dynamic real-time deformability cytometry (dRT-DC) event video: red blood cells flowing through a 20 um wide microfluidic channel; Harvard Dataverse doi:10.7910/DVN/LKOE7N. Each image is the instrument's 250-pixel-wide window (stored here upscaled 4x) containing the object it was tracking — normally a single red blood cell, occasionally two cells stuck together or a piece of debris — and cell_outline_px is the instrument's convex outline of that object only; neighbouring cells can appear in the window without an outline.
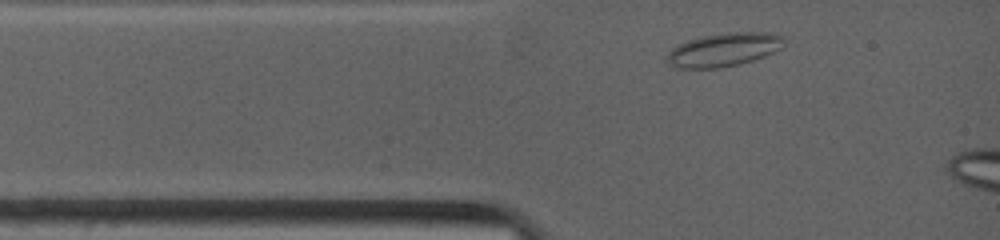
{"species": "common noctule bat (a hibernating species)", "species_latin": "Nyctalus noctula", "temperature_condition": "warm", "stored_images_in_passage": 4, "camera_frame_rate_fps": 4500, "um_per_image_px": 0.085, "animal": {"sex": "female", "body_mass_g": 19.0, "forearm_length_mm": 53.3}, "frame": {"image": 1, "passage_image": 2, "time_ms": 0.667, "image_size_px": [1000, 240], "cell_outline_px": [[784, 36], [780, 48], [764, 56], [752, 60], [720, 68], [676, 68], [668, 64], [668, 52], [676, 44], [700, 36], [728, 32], [772, 32]], "centroid_in_image_um": [61.48, 4.21], "position_along_channel_um": 23.5, "area_um2": 22.77}}